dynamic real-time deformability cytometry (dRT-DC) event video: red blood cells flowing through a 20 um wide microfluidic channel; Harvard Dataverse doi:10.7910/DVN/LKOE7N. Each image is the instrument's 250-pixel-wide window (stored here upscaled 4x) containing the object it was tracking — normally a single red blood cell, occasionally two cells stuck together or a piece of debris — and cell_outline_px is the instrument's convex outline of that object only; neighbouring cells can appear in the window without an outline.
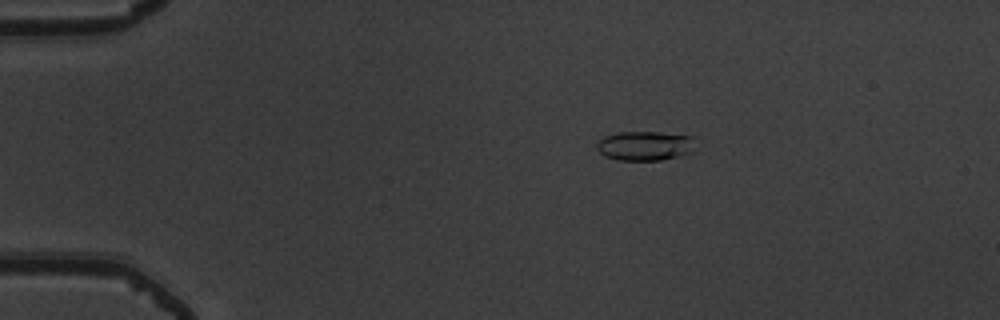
{"species": "common noctule bat (a hibernating species)", "species_latin": "Nyctalus noctula", "temperature_condition": "warm", "stored_images_in_passage": 54, "camera_frame_rate_fps": 3000, "um_per_image_px": 0.085, "animal": {"sex": "male", "body_mass_g": 19.5, "forearm_length_mm": 54.6}, "frame": {"image": 1, "passage_image": 11, "time_ms": 3.333, "image_size_px": [1000, 320], "cell_outline_px": [[692, 152], [680, 156], [660, 160], [620, 160], [604, 156], [596, 148], [596, 144], [604, 136], [620, 132], [656, 132], [692, 136]], "centroid_in_image_um": [54.78, 12.4], "position_along_channel_um": 30.2, "area_um2": 16.7}}
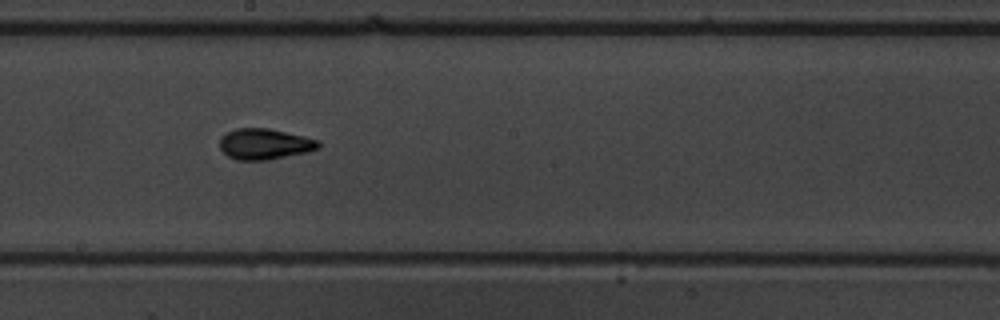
{"frame": {"image": 2, "passage_image": 31, "time_ms": 10.0, "image_size_px": [1000, 320], "cell_outline_px": [[320, 148], [308, 152], [268, 160], [236, 160], [228, 156], [220, 148], [220, 136], [236, 128], [268, 128], [304, 136], [320, 140]], "centroid_in_image_um": [22.51, 12.24], "position_along_channel_um": 225.7, "area_um2": 17.86}}
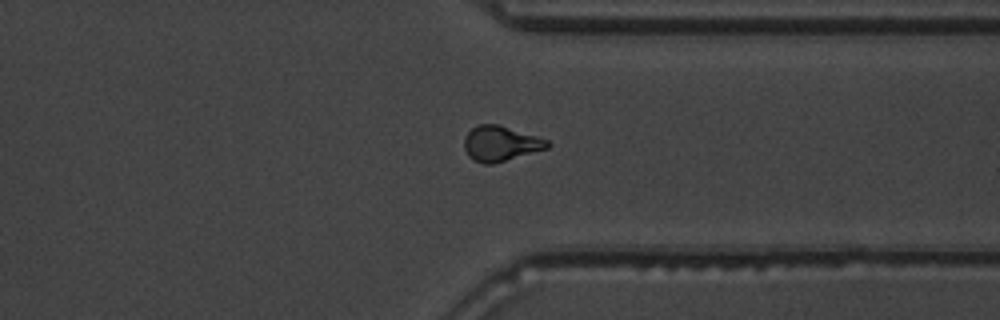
{"frame": {"image": 3, "passage_image": 42, "time_ms": 13.667, "image_size_px": [1000, 320], "cell_outline_px": [[552, 144], [548, 148], [492, 164], [484, 164], [468, 156], [464, 148], [464, 136], [476, 124], [496, 124], [536, 136], [548, 140]], "centroid_in_image_um": [42.53, 12.2], "position_along_channel_um": 368.9, "area_um2": 16.88}, "authors_computed_cell_mechanics": {"area_um2": 16.9065, "velocity_mm_per_s": 3.9034, "shape_relaxation_time_tau1_ms": 4.6078, "shape_relaxation_time_tau2_ms": 1.663, "deformation_change_tau1": 0.1597, "deformation_change_tau2": 0.0838}}